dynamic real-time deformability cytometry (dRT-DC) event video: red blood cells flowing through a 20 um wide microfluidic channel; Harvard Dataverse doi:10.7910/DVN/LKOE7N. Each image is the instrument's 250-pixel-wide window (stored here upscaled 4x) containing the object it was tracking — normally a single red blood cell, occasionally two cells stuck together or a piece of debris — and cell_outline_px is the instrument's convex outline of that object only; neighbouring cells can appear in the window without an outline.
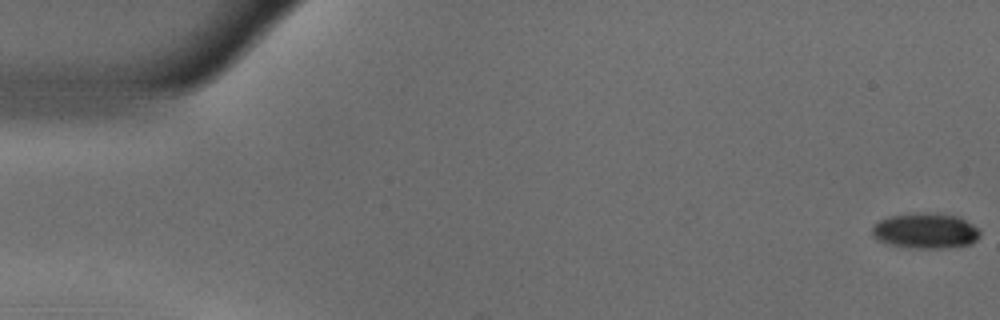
{"species": "common noctule bat (a hibernating species)", "species_latin": "Nyctalus noctula", "temperature_condition": "warm", "stored_images_in_passage": 54, "camera_frame_rate_fps": 3000, "um_per_image_px": 0.085, "animal": {"sex": "male", "body_mass_g": 18.8}, "frame": {"image": 1, "passage_image": 1, "time_ms": 0.0, "image_size_px": [1000, 320], "cell_outline_px": [[980, 236], [972, 244], [944, 248], [908, 248], [884, 244], [876, 240], [872, 236], [872, 228], [880, 220], [888, 216], [920, 212], [928, 212], [960, 216], [980, 228]], "centroid_in_image_um": [78.67, 19.62], "position_along_channel_um": 6.3, "area_um2": 22.83}}
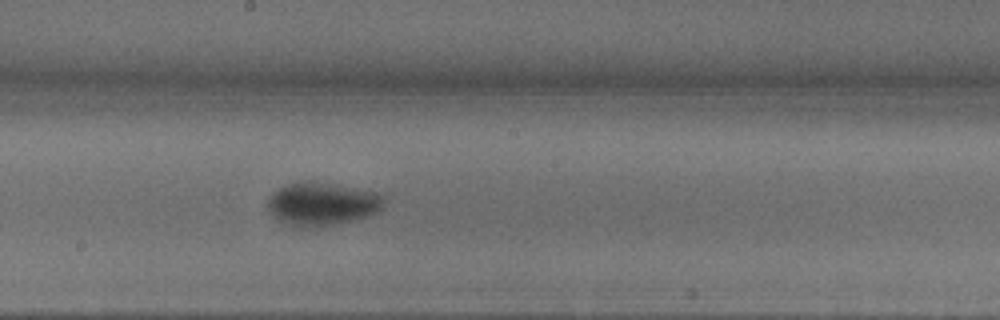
{"frame": {"image": 2, "passage_image": 30, "time_ms": 9.667, "image_size_px": [1000, 320], "cell_outline_px": [[384, 204], [376, 212], [368, 216], [352, 220], [332, 224], [308, 228], [300, 228], [288, 224], [280, 220], [268, 208], [268, 200], [280, 188], [288, 184], [312, 180], [380, 192], [384, 196]], "centroid_in_image_um": [27.43, 17.32], "position_along_channel_um": 220.8, "area_um2": 28.9}}
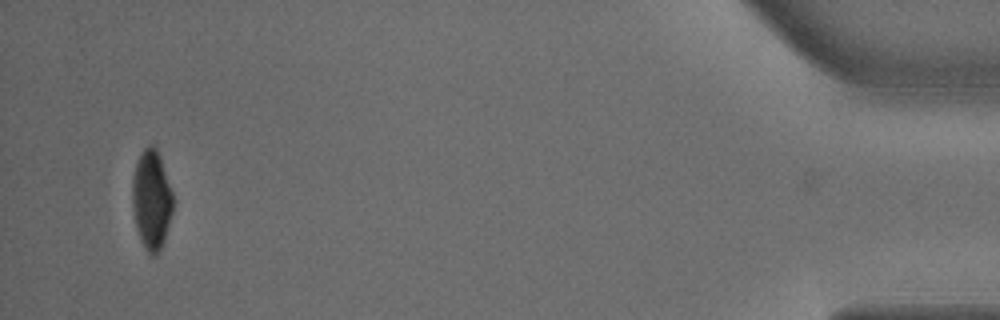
{"frame": {"image": 3, "passage_image": 53, "time_ms": 17.333, "image_size_px": [1000, 320], "cell_outline_px": [[172, 212], [164, 240], [156, 256], [152, 256], [144, 248], [136, 228], [132, 208], [132, 180], [136, 164], [140, 152], [148, 144], [152, 144], [156, 148], [160, 156], [172, 192]], "centroid_in_image_um": [12.86, 16.96], "position_along_channel_um": 422.3, "area_um2": 23.47}, "authors_computed_cell_mechanics": {"area_um2": 25.8077, "velocity_mm_per_s": 3.6939, "shape_relaxation_time_tau1_ms": 6.737, "shape_relaxation_time_tau2_ms": null, "deformation_change_tau1": 0.1913, "deformation_change_tau2": null}}